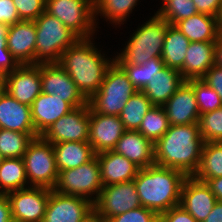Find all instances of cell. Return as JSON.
I'll return each mask as SVG.
<instances>
[{"label":"cell","instance_id":"obj_10","mask_svg":"<svg viewBox=\"0 0 222 222\" xmlns=\"http://www.w3.org/2000/svg\"><path fill=\"white\" fill-rule=\"evenodd\" d=\"M51 189L30 186L7 193L13 222H42Z\"/></svg>","mask_w":222,"mask_h":222},{"label":"cell","instance_id":"obj_14","mask_svg":"<svg viewBox=\"0 0 222 222\" xmlns=\"http://www.w3.org/2000/svg\"><path fill=\"white\" fill-rule=\"evenodd\" d=\"M141 206L134 181L103 186L94 210L100 215L112 218Z\"/></svg>","mask_w":222,"mask_h":222},{"label":"cell","instance_id":"obj_7","mask_svg":"<svg viewBox=\"0 0 222 222\" xmlns=\"http://www.w3.org/2000/svg\"><path fill=\"white\" fill-rule=\"evenodd\" d=\"M102 188L99 161L95 156L91 161L81 166L59 171L52 190L64 195L83 197L95 203Z\"/></svg>","mask_w":222,"mask_h":222},{"label":"cell","instance_id":"obj_54","mask_svg":"<svg viewBox=\"0 0 222 222\" xmlns=\"http://www.w3.org/2000/svg\"><path fill=\"white\" fill-rule=\"evenodd\" d=\"M4 159V156L0 153V164L3 162Z\"/></svg>","mask_w":222,"mask_h":222},{"label":"cell","instance_id":"obj_52","mask_svg":"<svg viewBox=\"0 0 222 222\" xmlns=\"http://www.w3.org/2000/svg\"><path fill=\"white\" fill-rule=\"evenodd\" d=\"M217 23H218V32L222 35V6L219 12V15L217 17Z\"/></svg>","mask_w":222,"mask_h":222},{"label":"cell","instance_id":"obj_24","mask_svg":"<svg viewBox=\"0 0 222 222\" xmlns=\"http://www.w3.org/2000/svg\"><path fill=\"white\" fill-rule=\"evenodd\" d=\"M215 64V42H190L180 71L182 78L201 79Z\"/></svg>","mask_w":222,"mask_h":222},{"label":"cell","instance_id":"obj_49","mask_svg":"<svg viewBox=\"0 0 222 222\" xmlns=\"http://www.w3.org/2000/svg\"><path fill=\"white\" fill-rule=\"evenodd\" d=\"M215 64L222 67V35L215 42Z\"/></svg>","mask_w":222,"mask_h":222},{"label":"cell","instance_id":"obj_39","mask_svg":"<svg viewBox=\"0 0 222 222\" xmlns=\"http://www.w3.org/2000/svg\"><path fill=\"white\" fill-rule=\"evenodd\" d=\"M20 20L34 21L45 12L46 0H13Z\"/></svg>","mask_w":222,"mask_h":222},{"label":"cell","instance_id":"obj_26","mask_svg":"<svg viewBox=\"0 0 222 222\" xmlns=\"http://www.w3.org/2000/svg\"><path fill=\"white\" fill-rule=\"evenodd\" d=\"M53 150L58 172L81 166L96 156L89 142L56 143L53 144Z\"/></svg>","mask_w":222,"mask_h":222},{"label":"cell","instance_id":"obj_31","mask_svg":"<svg viewBox=\"0 0 222 222\" xmlns=\"http://www.w3.org/2000/svg\"><path fill=\"white\" fill-rule=\"evenodd\" d=\"M153 106L142 91L132 95L119 114L125 130L138 131L144 116Z\"/></svg>","mask_w":222,"mask_h":222},{"label":"cell","instance_id":"obj_51","mask_svg":"<svg viewBox=\"0 0 222 222\" xmlns=\"http://www.w3.org/2000/svg\"><path fill=\"white\" fill-rule=\"evenodd\" d=\"M89 222H113L111 218L100 215L93 210L89 216Z\"/></svg>","mask_w":222,"mask_h":222},{"label":"cell","instance_id":"obj_17","mask_svg":"<svg viewBox=\"0 0 222 222\" xmlns=\"http://www.w3.org/2000/svg\"><path fill=\"white\" fill-rule=\"evenodd\" d=\"M217 198L206 182L187 176L181 187L180 205L197 222H203L212 211Z\"/></svg>","mask_w":222,"mask_h":222},{"label":"cell","instance_id":"obj_16","mask_svg":"<svg viewBox=\"0 0 222 222\" xmlns=\"http://www.w3.org/2000/svg\"><path fill=\"white\" fill-rule=\"evenodd\" d=\"M89 144L94 152L112 150L126 131L119 116L89 112Z\"/></svg>","mask_w":222,"mask_h":222},{"label":"cell","instance_id":"obj_8","mask_svg":"<svg viewBox=\"0 0 222 222\" xmlns=\"http://www.w3.org/2000/svg\"><path fill=\"white\" fill-rule=\"evenodd\" d=\"M45 12L58 18L79 38L95 34L94 0H46Z\"/></svg>","mask_w":222,"mask_h":222},{"label":"cell","instance_id":"obj_19","mask_svg":"<svg viewBox=\"0 0 222 222\" xmlns=\"http://www.w3.org/2000/svg\"><path fill=\"white\" fill-rule=\"evenodd\" d=\"M170 125L199 123L200 113L193 87L185 81L163 105Z\"/></svg>","mask_w":222,"mask_h":222},{"label":"cell","instance_id":"obj_37","mask_svg":"<svg viewBox=\"0 0 222 222\" xmlns=\"http://www.w3.org/2000/svg\"><path fill=\"white\" fill-rule=\"evenodd\" d=\"M187 82L193 87L200 115L222 107L220 96L201 79H190Z\"/></svg>","mask_w":222,"mask_h":222},{"label":"cell","instance_id":"obj_15","mask_svg":"<svg viewBox=\"0 0 222 222\" xmlns=\"http://www.w3.org/2000/svg\"><path fill=\"white\" fill-rule=\"evenodd\" d=\"M3 78L4 90L20 103L31 106L42 93L40 64L19 65Z\"/></svg>","mask_w":222,"mask_h":222},{"label":"cell","instance_id":"obj_4","mask_svg":"<svg viewBox=\"0 0 222 222\" xmlns=\"http://www.w3.org/2000/svg\"><path fill=\"white\" fill-rule=\"evenodd\" d=\"M168 25L166 20L155 14L145 24L138 26L114 60L118 64L140 65L153 57H161Z\"/></svg>","mask_w":222,"mask_h":222},{"label":"cell","instance_id":"obj_21","mask_svg":"<svg viewBox=\"0 0 222 222\" xmlns=\"http://www.w3.org/2000/svg\"><path fill=\"white\" fill-rule=\"evenodd\" d=\"M30 107L35 132L38 136H41L60 117L74 109L61 98L46 93H41Z\"/></svg>","mask_w":222,"mask_h":222},{"label":"cell","instance_id":"obj_25","mask_svg":"<svg viewBox=\"0 0 222 222\" xmlns=\"http://www.w3.org/2000/svg\"><path fill=\"white\" fill-rule=\"evenodd\" d=\"M185 82L180 71L165 67L142 90L154 106H163Z\"/></svg>","mask_w":222,"mask_h":222},{"label":"cell","instance_id":"obj_36","mask_svg":"<svg viewBox=\"0 0 222 222\" xmlns=\"http://www.w3.org/2000/svg\"><path fill=\"white\" fill-rule=\"evenodd\" d=\"M162 5L155 14L171 25L198 13L192 0H162Z\"/></svg>","mask_w":222,"mask_h":222},{"label":"cell","instance_id":"obj_6","mask_svg":"<svg viewBox=\"0 0 222 222\" xmlns=\"http://www.w3.org/2000/svg\"><path fill=\"white\" fill-rule=\"evenodd\" d=\"M35 64L59 63L62 53L79 37L58 18L43 12L36 20Z\"/></svg>","mask_w":222,"mask_h":222},{"label":"cell","instance_id":"obj_32","mask_svg":"<svg viewBox=\"0 0 222 222\" xmlns=\"http://www.w3.org/2000/svg\"><path fill=\"white\" fill-rule=\"evenodd\" d=\"M138 0H94V16L98 14L114 25H123L137 5Z\"/></svg>","mask_w":222,"mask_h":222},{"label":"cell","instance_id":"obj_48","mask_svg":"<svg viewBox=\"0 0 222 222\" xmlns=\"http://www.w3.org/2000/svg\"><path fill=\"white\" fill-rule=\"evenodd\" d=\"M203 222H222V202L217 200L212 211Z\"/></svg>","mask_w":222,"mask_h":222},{"label":"cell","instance_id":"obj_30","mask_svg":"<svg viewBox=\"0 0 222 222\" xmlns=\"http://www.w3.org/2000/svg\"><path fill=\"white\" fill-rule=\"evenodd\" d=\"M27 187L30 186L23 158H5L0 164V193L7 194Z\"/></svg>","mask_w":222,"mask_h":222},{"label":"cell","instance_id":"obj_47","mask_svg":"<svg viewBox=\"0 0 222 222\" xmlns=\"http://www.w3.org/2000/svg\"><path fill=\"white\" fill-rule=\"evenodd\" d=\"M206 184L210 187L217 200L222 202V177L208 179Z\"/></svg>","mask_w":222,"mask_h":222},{"label":"cell","instance_id":"obj_42","mask_svg":"<svg viewBox=\"0 0 222 222\" xmlns=\"http://www.w3.org/2000/svg\"><path fill=\"white\" fill-rule=\"evenodd\" d=\"M20 21L13 0H0V23L10 26Z\"/></svg>","mask_w":222,"mask_h":222},{"label":"cell","instance_id":"obj_33","mask_svg":"<svg viewBox=\"0 0 222 222\" xmlns=\"http://www.w3.org/2000/svg\"><path fill=\"white\" fill-rule=\"evenodd\" d=\"M126 72L130 82L142 91L151 79L166 66L161 57H153L144 64H119Z\"/></svg>","mask_w":222,"mask_h":222},{"label":"cell","instance_id":"obj_28","mask_svg":"<svg viewBox=\"0 0 222 222\" xmlns=\"http://www.w3.org/2000/svg\"><path fill=\"white\" fill-rule=\"evenodd\" d=\"M189 45V39L175 25L169 24L161 54L165 66L181 71Z\"/></svg>","mask_w":222,"mask_h":222},{"label":"cell","instance_id":"obj_44","mask_svg":"<svg viewBox=\"0 0 222 222\" xmlns=\"http://www.w3.org/2000/svg\"><path fill=\"white\" fill-rule=\"evenodd\" d=\"M198 13L218 17L222 0H192Z\"/></svg>","mask_w":222,"mask_h":222},{"label":"cell","instance_id":"obj_27","mask_svg":"<svg viewBox=\"0 0 222 222\" xmlns=\"http://www.w3.org/2000/svg\"><path fill=\"white\" fill-rule=\"evenodd\" d=\"M175 26L190 42H216L218 36L217 17L197 13L189 18L178 21Z\"/></svg>","mask_w":222,"mask_h":222},{"label":"cell","instance_id":"obj_53","mask_svg":"<svg viewBox=\"0 0 222 222\" xmlns=\"http://www.w3.org/2000/svg\"><path fill=\"white\" fill-rule=\"evenodd\" d=\"M4 91V78L0 75V95Z\"/></svg>","mask_w":222,"mask_h":222},{"label":"cell","instance_id":"obj_3","mask_svg":"<svg viewBox=\"0 0 222 222\" xmlns=\"http://www.w3.org/2000/svg\"><path fill=\"white\" fill-rule=\"evenodd\" d=\"M186 177L180 170L157 164L139 169L133 181L141 206L160 215L180 205L181 187Z\"/></svg>","mask_w":222,"mask_h":222},{"label":"cell","instance_id":"obj_41","mask_svg":"<svg viewBox=\"0 0 222 222\" xmlns=\"http://www.w3.org/2000/svg\"><path fill=\"white\" fill-rule=\"evenodd\" d=\"M160 222H197L181 205L170 208L159 215Z\"/></svg>","mask_w":222,"mask_h":222},{"label":"cell","instance_id":"obj_11","mask_svg":"<svg viewBox=\"0 0 222 222\" xmlns=\"http://www.w3.org/2000/svg\"><path fill=\"white\" fill-rule=\"evenodd\" d=\"M89 112L87 103L74 108L68 114L60 117L41 137L51 144L61 142H88L89 140Z\"/></svg>","mask_w":222,"mask_h":222},{"label":"cell","instance_id":"obj_20","mask_svg":"<svg viewBox=\"0 0 222 222\" xmlns=\"http://www.w3.org/2000/svg\"><path fill=\"white\" fill-rule=\"evenodd\" d=\"M0 128L22 133H36L31 107L18 102L5 90L0 95Z\"/></svg>","mask_w":222,"mask_h":222},{"label":"cell","instance_id":"obj_2","mask_svg":"<svg viewBox=\"0 0 222 222\" xmlns=\"http://www.w3.org/2000/svg\"><path fill=\"white\" fill-rule=\"evenodd\" d=\"M79 38L61 55L59 65L69 74L83 96L89 100L100 88L108 67L114 61L105 58L91 41Z\"/></svg>","mask_w":222,"mask_h":222},{"label":"cell","instance_id":"obj_9","mask_svg":"<svg viewBox=\"0 0 222 222\" xmlns=\"http://www.w3.org/2000/svg\"><path fill=\"white\" fill-rule=\"evenodd\" d=\"M25 173L29 186L53 189L58 170L56 168L53 144L41 136L34 138L23 155Z\"/></svg>","mask_w":222,"mask_h":222},{"label":"cell","instance_id":"obj_22","mask_svg":"<svg viewBox=\"0 0 222 222\" xmlns=\"http://www.w3.org/2000/svg\"><path fill=\"white\" fill-rule=\"evenodd\" d=\"M103 186L133 181L140 169L132 161L112 150L96 154Z\"/></svg>","mask_w":222,"mask_h":222},{"label":"cell","instance_id":"obj_40","mask_svg":"<svg viewBox=\"0 0 222 222\" xmlns=\"http://www.w3.org/2000/svg\"><path fill=\"white\" fill-rule=\"evenodd\" d=\"M111 219L113 222H158L159 215L153 210L140 206Z\"/></svg>","mask_w":222,"mask_h":222},{"label":"cell","instance_id":"obj_1","mask_svg":"<svg viewBox=\"0 0 222 222\" xmlns=\"http://www.w3.org/2000/svg\"><path fill=\"white\" fill-rule=\"evenodd\" d=\"M203 145L199 123L170 125L154 144L155 164L193 176L200 164Z\"/></svg>","mask_w":222,"mask_h":222},{"label":"cell","instance_id":"obj_50","mask_svg":"<svg viewBox=\"0 0 222 222\" xmlns=\"http://www.w3.org/2000/svg\"><path fill=\"white\" fill-rule=\"evenodd\" d=\"M8 28H9L8 25L0 23V48H7L6 39H7Z\"/></svg>","mask_w":222,"mask_h":222},{"label":"cell","instance_id":"obj_34","mask_svg":"<svg viewBox=\"0 0 222 222\" xmlns=\"http://www.w3.org/2000/svg\"><path fill=\"white\" fill-rule=\"evenodd\" d=\"M169 127L170 123L164 107L153 106L144 116L138 132L155 144Z\"/></svg>","mask_w":222,"mask_h":222},{"label":"cell","instance_id":"obj_13","mask_svg":"<svg viewBox=\"0 0 222 222\" xmlns=\"http://www.w3.org/2000/svg\"><path fill=\"white\" fill-rule=\"evenodd\" d=\"M93 210L94 203L86 198L51 190L42 222H87Z\"/></svg>","mask_w":222,"mask_h":222},{"label":"cell","instance_id":"obj_45","mask_svg":"<svg viewBox=\"0 0 222 222\" xmlns=\"http://www.w3.org/2000/svg\"><path fill=\"white\" fill-rule=\"evenodd\" d=\"M20 64L15 60L7 48H0V75L15 70Z\"/></svg>","mask_w":222,"mask_h":222},{"label":"cell","instance_id":"obj_18","mask_svg":"<svg viewBox=\"0 0 222 222\" xmlns=\"http://www.w3.org/2000/svg\"><path fill=\"white\" fill-rule=\"evenodd\" d=\"M6 47L20 65L35 64V22L21 20L10 25L7 32Z\"/></svg>","mask_w":222,"mask_h":222},{"label":"cell","instance_id":"obj_12","mask_svg":"<svg viewBox=\"0 0 222 222\" xmlns=\"http://www.w3.org/2000/svg\"><path fill=\"white\" fill-rule=\"evenodd\" d=\"M42 93L54 95L68 102L73 108L88 103L69 74L58 64H40Z\"/></svg>","mask_w":222,"mask_h":222},{"label":"cell","instance_id":"obj_35","mask_svg":"<svg viewBox=\"0 0 222 222\" xmlns=\"http://www.w3.org/2000/svg\"><path fill=\"white\" fill-rule=\"evenodd\" d=\"M36 133H22L0 128V153L4 158H23Z\"/></svg>","mask_w":222,"mask_h":222},{"label":"cell","instance_id":"obj_23","mask_svg":"<svg viewBox=\"0 0 222 222\" xmlns=\"http://www.w3.org/2000/svg\"><path fill=\"white\" fill-rule=\"evenodd\" d=\"M112 151L123 155L140 169L155 164L154 144L138 131L126 130Z\"/></svg>","mask_w":222,"mask_h":222},{"label":"cell","instance_id":"obj_38","mask_svg":"<svg viewBox=\"0 0 222 222\" xmlns=\"http://www.w3.org/2000/svg\"><path fill=\"white\" fill-rule=\"evenodd\" d=\"M199 129L204 142H222V107L201 114Z\"/></svg>","mask_w":222,"mask_h":222},{"label":"cell","instance_id":"obj_43","mask_svg":"<svg viewBox=\"0 0 222 222\" xmlns=\"http://www.w3.org/2000/svg\"><path fill=\"white\" fill-rule=\"evenodd\" d=\"M201 80L214 89L222 101V67L214 64Z\"/></svg>","mask_w":222,"mask_h":222},{"label":"cell","instance_id":"obj_5","mask_svg":"<svg viewBox=\"0 0 222 222\" xmlns=\"http://www.w3.org/2000/svg\"><path fill=\"white\" fill-rule=\"evenodd\" d=\"M138 90L114 60L108 67L98 91L88 100L90 108L103 115L119 116L127 101Z\"/></svg>","mask_w":222,"mask_h":222},{"label":"cell","instance_id":"obj_46","mask_svg":"<svg viewBox=\"0 0 222 222\" xmlns=\"http://www.w3.org/2000/svg\"><path fill=\"white\" fill-rule=\"evenodd\" d=\"M0 222H13L11 205L6 193H0Z\"/></svg>","mask_w":222,"mask_h":222},{"label":"cell","instance_id":"obj_29","mask_svg":"<svg viewBox=\"0 0 222 222\" xmlns=\"http://www.w3.org/2000/svg\"><path fill=\"white\" fill-rule=\"evenodd\" d=\"M193 177L201 182L222 177V142H204L200 164Z\"/></svg>","mask_w":222,"mask_h":222}]
</instances>
